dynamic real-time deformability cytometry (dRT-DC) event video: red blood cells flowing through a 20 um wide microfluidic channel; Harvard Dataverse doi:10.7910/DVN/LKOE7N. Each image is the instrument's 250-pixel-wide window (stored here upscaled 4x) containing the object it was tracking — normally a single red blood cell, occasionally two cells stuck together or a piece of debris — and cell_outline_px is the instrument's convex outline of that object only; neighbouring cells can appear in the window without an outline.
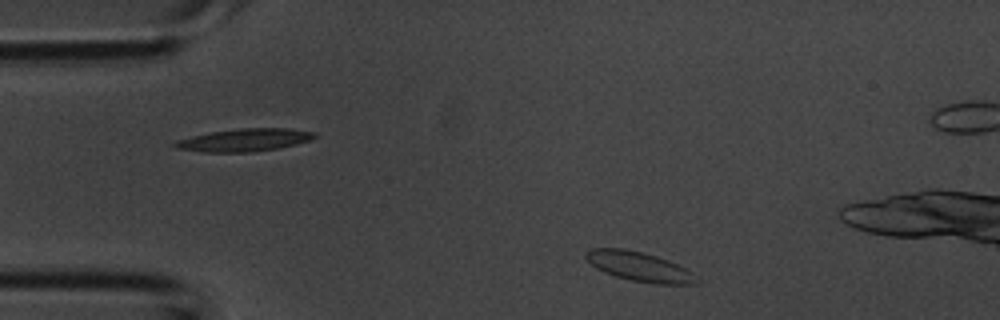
{"species": "common noctule bat (a hibernating species)", "species_latin": "Nyctalus noctula", "temperature_condition": "room temperature", "stored_images_in_passage": 37, "camera_frame_rate_fps": 3000, "um_per_image_px": 0.085, "animal": {"sex": "male", "body_mass_g": 20.1, "forearm_length_mm": 53.5}, "frame": {"image": 1, "passage_image": 2, "time_ms": 0.333, "image_size_px": [1000, 320], "cell_outline_px": [[700, 280], [696, 284], [652, 284], [632, 280], [616, 276], [604, 272], [596, 268], [584, 256], [584, 252], [592, 248], [624, 248], [656, 256], [668, 260], [692, 272]], "centroid_in_image_um": [54.34, 22.66], "position_along_channel_um": 30.7, "area_um2": 18.9}}
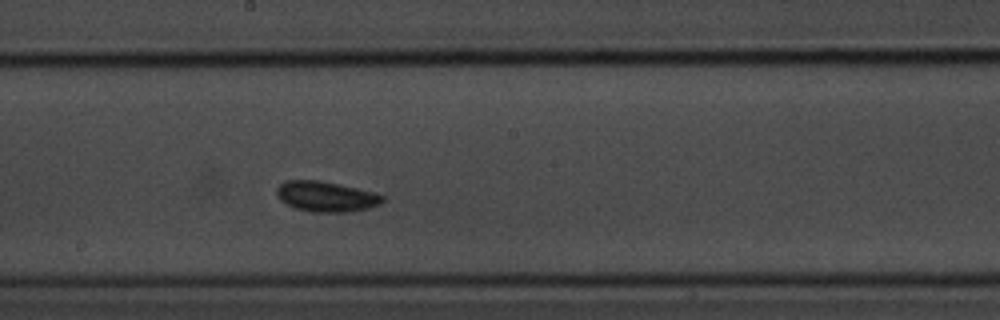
{"frame": {"image": 2, "passage_image": 17, "time_ms": 5.333, "image_size_px": [1000, 320], "cell_outline_px": [[384, 200], [380, 204], [368, 208], [348, 212], [312, 212], [296, 208], [280, 200], [276, 196], [276, 188], [284, 180], [320, 180], [356, 188], [372, 192], [384, 196]], "centroid_in_image_um": [27.68, 16.7], "position_along_channel_um": 220.5, "area_um2": 18.67}}
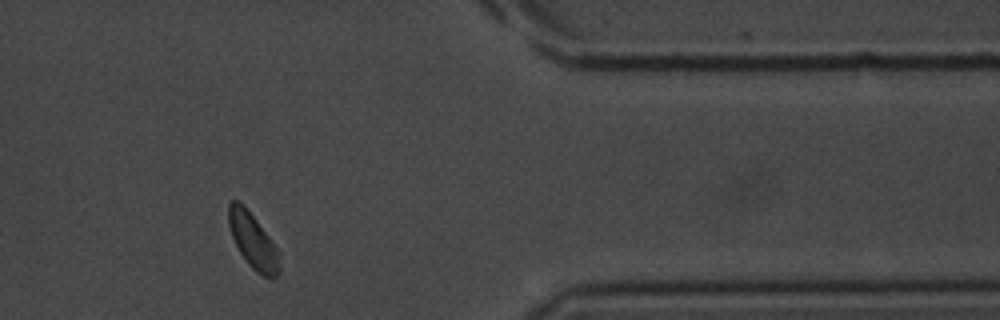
{"frame": {"image": 3, "passage_image": 29, "time_ms": 9.333, "image_size_px": [1000, 320], "cell_outline_px": [[280, 272], [276, 276], [264, 276], [256, 272], [248, 264], [240, 252], [232, 236], [228, 224], [228, 204], [232, 200], [236, 200], [244, 204], [280, 252]], "centroid_in_image_um": [21.5, 20.46], "position_along_channel_um": 389.9, "area_um2": 16.24}}